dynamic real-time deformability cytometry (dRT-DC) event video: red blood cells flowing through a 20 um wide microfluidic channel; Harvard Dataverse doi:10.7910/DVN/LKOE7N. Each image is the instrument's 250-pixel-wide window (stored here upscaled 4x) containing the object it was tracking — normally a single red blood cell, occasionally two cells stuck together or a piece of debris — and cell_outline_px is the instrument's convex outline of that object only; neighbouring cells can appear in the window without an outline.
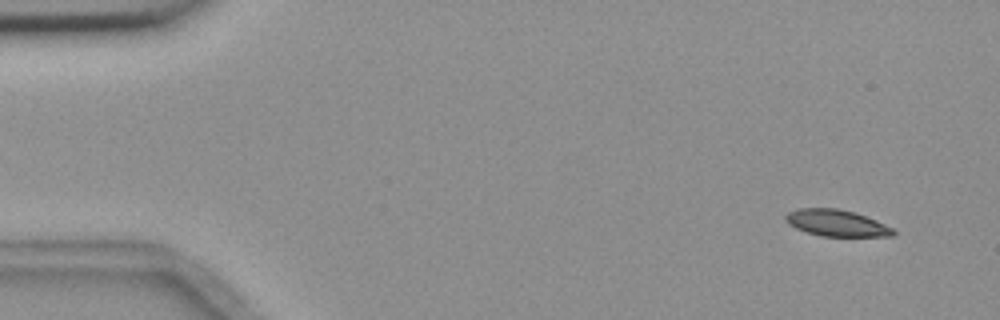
{"species": "common noctule bat (a hibernating species)", "species_latin": "Nyctalus noctula", "temperature_condition": "room temperature", "stored_images_in_passage": 6, "camera_frame_rate_fps": 3000, "um_per_image_px": 0.085, "animal": {"sex": "female", "body_mass_g": 18.4}, "frame": {"image": 1, "passage_image": 1, "time_ms": 0.0, "image_size_px": [1000, 320], "cell_outline_px": [[896, 232], [892, 236], [820, 236], [796, 228], [788, 224], [784, 220], [784, 216], [788, 212], [800, 208], [836, 208], [856, 212], [876, 220], [892, 228]], "centroid_in_image_um": [71.08, 18.95], "position_along_channel_um": 13.9, "area_um2": 16.65}}
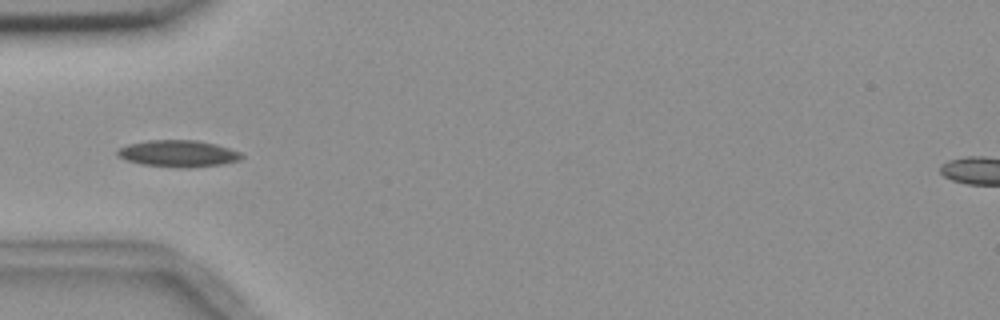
{"frame": {"image": 2, "passage_image": 5, "time_ms": 4.667, "image_size_px": [1000, 320], "cell_outline_px": [[244, 156], [240, 160], [220, 164], [188, 168], [176, 168], [140, 164], [124, 160], [116, 156], [116, 148], [128, 144], [148, 140], [196, 140], [216, 144], [240, 152]], "centroid_in_image_um": [15.08, 13.06], "position_along_channel_um": 69.9, "area_um2": 19.59}}